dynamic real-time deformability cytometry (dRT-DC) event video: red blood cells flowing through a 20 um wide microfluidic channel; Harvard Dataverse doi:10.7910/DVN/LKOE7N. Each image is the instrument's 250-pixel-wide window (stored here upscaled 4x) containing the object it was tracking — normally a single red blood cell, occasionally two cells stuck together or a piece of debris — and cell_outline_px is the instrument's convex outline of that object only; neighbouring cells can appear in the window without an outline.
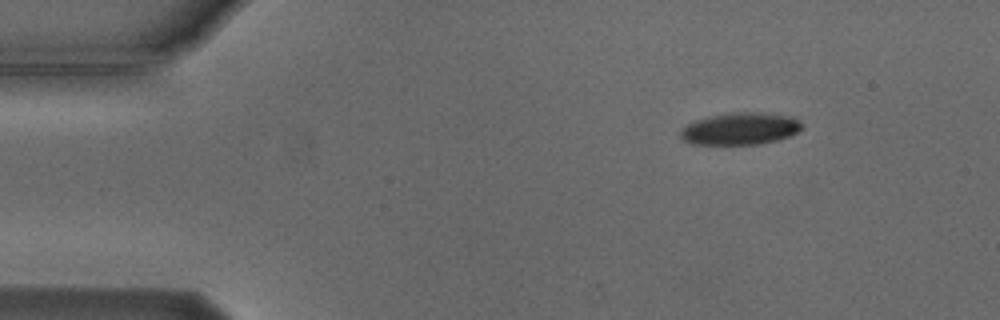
{"species": "Egyptian fruit bat (a non-hibernating species)", "species_latin": "Rousettus aegyptiacus", "temperature_condition": "cold", "stored_images_in_passage": 3, "camera_frame_rate_fps": 3000, "um_per_image_px": 0.085, "animal": {"sex": "male"}, "frame": {"image": 1, "passage_image": 1, "time_ms": 0.0, "image_size_px": [1000, 320], "cell_outline_px": [[800, 128], [796, 132], [788, 136], [776, 140], [760, 144], [692, 144], [684, 140], [680, 136], [680, 132], [688, 124], [696, 120], [708, 116], [736, 112], [756, 112], [792, 116], [800, 124]], "centroid_in_image_um": [62.88, 10.94], "position_along_channel_um": 22.1, "area_um2": 22.31}}